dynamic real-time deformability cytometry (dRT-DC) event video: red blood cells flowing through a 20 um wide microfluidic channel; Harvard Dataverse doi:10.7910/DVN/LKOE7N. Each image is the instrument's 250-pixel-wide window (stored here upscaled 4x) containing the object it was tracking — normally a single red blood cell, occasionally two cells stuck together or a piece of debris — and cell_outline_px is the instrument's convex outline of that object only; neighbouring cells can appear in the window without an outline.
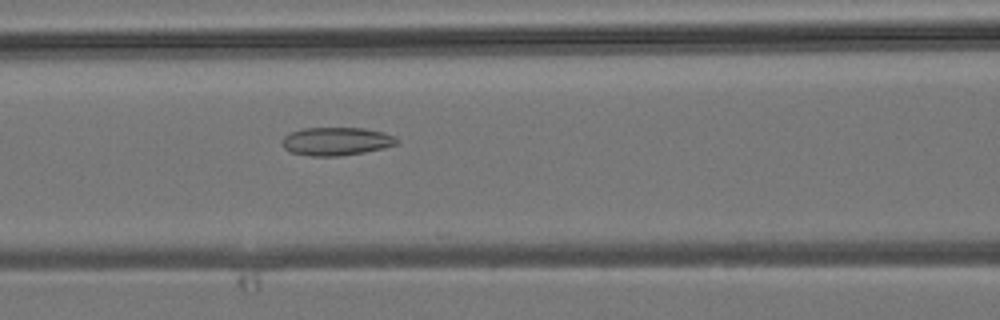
{"species": "common noctule bat (a hibernating species)", "species_latin": "Nyctalus noctula", "temperature_condition": "room temperature", "stored_images_in_passage": 4, "camera_frame_rate_fps": 3000, "um_per_image_px": 0.085, "animal": {"sex": "male", "body_mass_g": 19.2, "forearm_length_mm": 51.8}, "frame": {"image": 1, "passage_image": 4, "time_ms": 4.333, "image_size_px": [1000, 320], "cell_outline_px": [[400, 140], [396, 144], [384, 148], [364, 152], [340, 156], [308, 156], [292, 152], [284, 148], [284, 136], [292, 132], [304, 128], [364, 128], [384, 132], [396, 136]], "centroid_in_image_um": [28.65, 12.01], "position_along_channel_um": 138.0, "area_um2": 18.79}}